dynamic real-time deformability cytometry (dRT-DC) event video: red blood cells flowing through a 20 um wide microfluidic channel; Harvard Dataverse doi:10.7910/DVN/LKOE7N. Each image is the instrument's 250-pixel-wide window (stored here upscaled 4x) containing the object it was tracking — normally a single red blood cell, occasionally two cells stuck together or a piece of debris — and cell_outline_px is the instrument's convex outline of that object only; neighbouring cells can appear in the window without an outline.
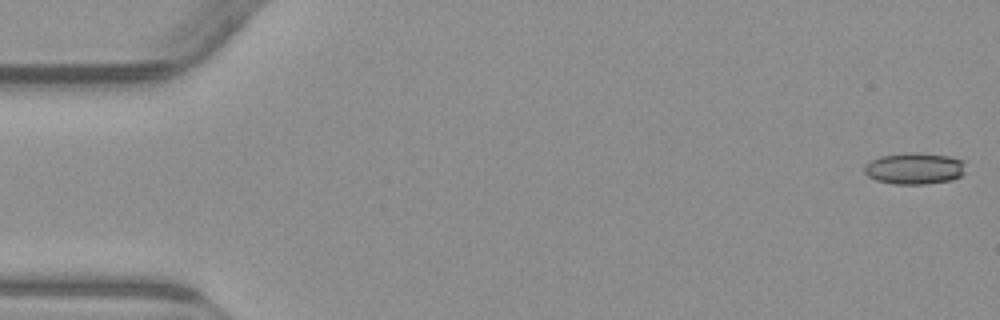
{"species": "common noctule bat (a hibernating species)", "species_latin": "Nyctalus noctula", "temperature_condition": "warm", "stored_images_in_passage": 54, "camera_frame_rate_fps": 3000, "um_per_image_px": 0.085, "animal": {"sex": "male", "body_mass_g": 23.1, "forearm_length_mm": 52.7}, "frame": {"image": 1, "passage_image": 1, "time_ms": 0.0, "image_size_px": [1000, 320], "cell_outline_px": [[964, 172], [960, 176], [952, 180], [928, 184], [892, 184], [876, 180], [868, 176], [864, 172], [864, 164], [880, 156], [912, 152], [916, 152], [952, 156], [964, 160]], "centroid_in_image_um": [77.74, 14.32], "position_along_channel_um": 7.3, "area_um2": 18.84}}
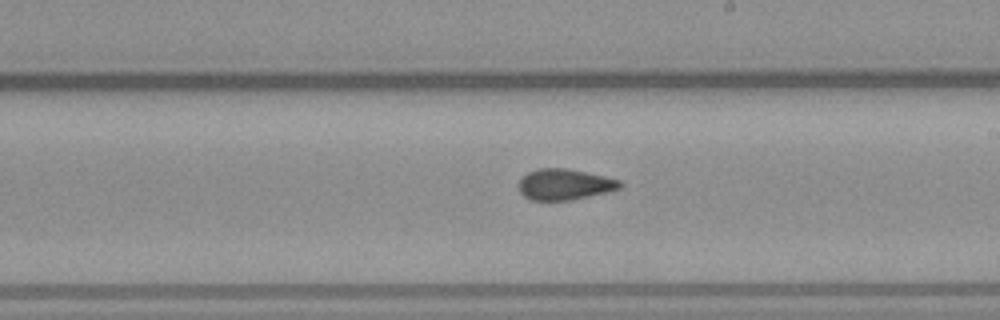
{"frame": {"image": 2, "passage_image": 31, "time_ms": 10.0, "image_size_px": [1000, 320], "cell_outline_px": [[624, 184], [620, 188], [608, 192], [568, 200], [528, 200], [520, 192], [516, 184], [528, 172], [536, 168], [564, 168], [604, 176], [620, 180]], "centroid_in_image_um": [47.96, 15.67], "position_along_channel_um": 241.0, "area_um2": 18.26}}
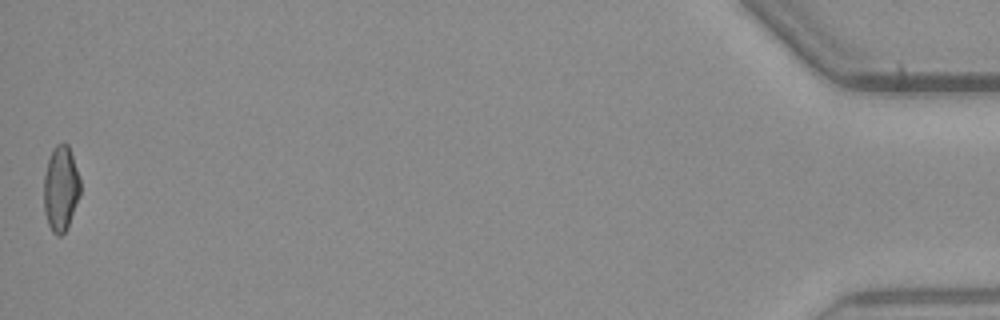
{"frame": {"image": 3, "passage_image": 54, "time_ms": 17.667, "image_size_px": [1000, 320], "cell_outline_px": [[80, 196], [68, 224], [64, 232], [60, 236], [56, 236], [52, 232], [48, 224], [44, 212], [44, 176], [48, 160], [52, 148], [56, 144], [68, 144], [80, 180]], "centroid_in_image_um": [5.15, 16.03], "position_along_channel_um": 430.0, "area_um2": 17.98}, "authors_computed_cell_mechanics": {"area_um2": 18.5249, "velocity_mm_per_s": 3.8386, "shape_relaxation_time_tau1_ms": null, "shape_relaxation_time_tau2_ms": 1.7412, "deformation_change_tau1": null, "deformation_change_tau2": 0.0762}}